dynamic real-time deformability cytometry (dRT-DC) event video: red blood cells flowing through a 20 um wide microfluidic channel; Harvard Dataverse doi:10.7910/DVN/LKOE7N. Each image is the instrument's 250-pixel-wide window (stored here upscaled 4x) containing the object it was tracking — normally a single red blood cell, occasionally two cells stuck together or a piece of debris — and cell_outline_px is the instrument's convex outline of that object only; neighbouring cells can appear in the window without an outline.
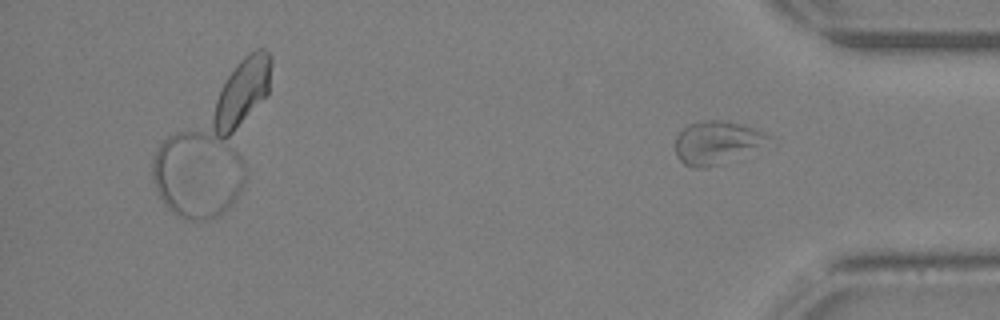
{"species": "Egyptian fruit bat (a non-hibernating species)", "species_latin": "Rousettus aegyptiacus", "temperature_condition": "warm", "stored_images_in_passage": 24, "camera_frame_rate_fps": 3000, "um_per_image_px": 0.085, "animal": {"sex": "female"}, "frame": {"image": 1, "passage_image": 24, "time_ms": 7.667, "image_size_px": [1000, 320], "cell_outline_px": [[780, 144], [776, 148], [708, 168], [692, 168], [684, 164], [676, 156], [676, 136], [688, 124], [704, 120], [724, 120], [740, 124], [752, 128], [772, 136]], "centroid_in_image_um": [61.18, 12.17], "position_along_channel_um": 374.0, "area_um2": 25.2}}